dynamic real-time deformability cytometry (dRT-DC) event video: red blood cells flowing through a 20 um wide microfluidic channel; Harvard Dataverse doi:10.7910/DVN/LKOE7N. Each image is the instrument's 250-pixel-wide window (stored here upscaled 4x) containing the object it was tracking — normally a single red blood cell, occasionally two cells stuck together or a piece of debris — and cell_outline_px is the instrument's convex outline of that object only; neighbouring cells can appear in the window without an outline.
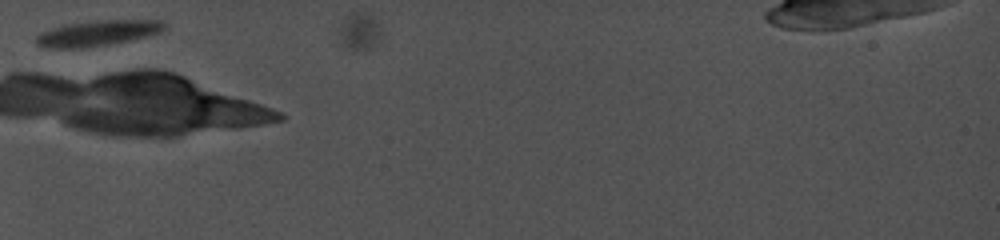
{"species": "common noctule bat (a hibernating species)", "species_latin": "Nyctalus noctula", "temperature_condition": "cold", "stored_images_in_passage": 3, "camera_frame_rate_fps": 5000, "um_per_image_px": 0.085, "animal": {"sex": "female", "body_mass_g": 19.0, "forearm_length_mm": 56.7}, "frame": {"image": 1, "passage_image": 2, "time_ms": 0.4, "image_size_px": [1000, 240], "cell_outline_px": [[168, 28], [164, 32], [148, 36], [108, 44], [76, 48], [48, 48], [36, 44], [36, 36], [40, 32], [64, 24], [100, 20], [160, 20], [168, 24]], "centroid_in_image_um": [8.35, 2.8], "position_along_channel_um": 76.6, "area_um2": 19.19}}